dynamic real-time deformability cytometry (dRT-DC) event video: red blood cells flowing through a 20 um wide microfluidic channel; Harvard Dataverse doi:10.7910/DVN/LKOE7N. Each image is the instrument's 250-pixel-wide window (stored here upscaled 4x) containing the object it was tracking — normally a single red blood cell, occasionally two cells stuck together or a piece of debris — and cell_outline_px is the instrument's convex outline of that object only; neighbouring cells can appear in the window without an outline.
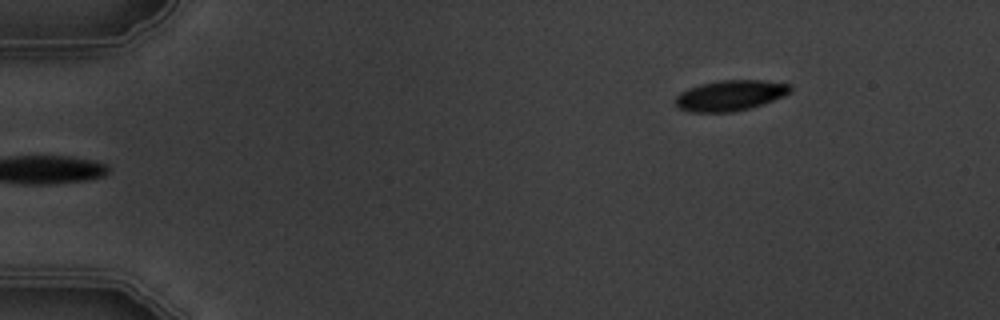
{"species": "common noctule bat (a hibernating species)", "species_latin": "Nyctalus noctula", "temperature_condition": "warm", "stored_images_in_passage": 6, "camera_frame_rate_fps": 3000, "um_per_image_px": 0.085, "animal": {"sex": "male", "body_mass_g": 19.5, "forearm_length_mm": 54.6}, "frame": {"image": 1, "passage_image": 6, "time_ms": 5.667, "image_size_px": [1000, 320], "cell_outline_px": [[792, 92], [784, 96], [764, 104], [732, 112], [692, 112], [680, 108], [672, 100], [680, 92], [688, 88], [700, 84], [720, 80], [764, 80], [792, 84]], "centroid_in_image_um": [62.09, 8.1], "position_along_channel_um": 22.9, "area_um2": 20.69}}